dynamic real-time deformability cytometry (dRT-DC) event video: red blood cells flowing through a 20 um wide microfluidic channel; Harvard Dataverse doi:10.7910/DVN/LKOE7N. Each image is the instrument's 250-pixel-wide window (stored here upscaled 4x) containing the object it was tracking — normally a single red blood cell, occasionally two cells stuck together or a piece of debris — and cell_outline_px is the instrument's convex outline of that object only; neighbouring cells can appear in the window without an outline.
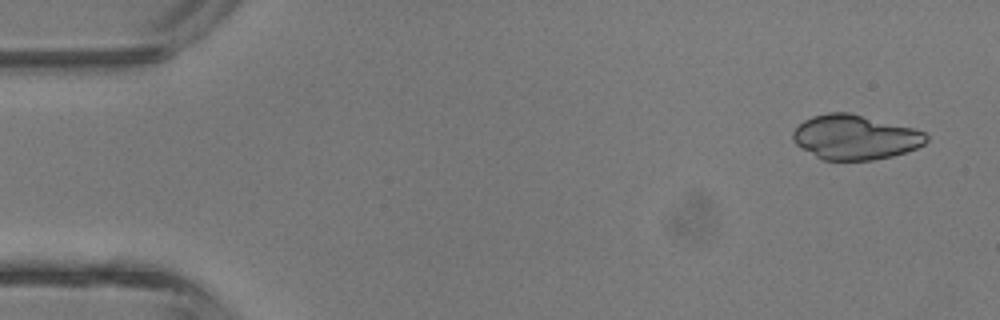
{"species": "common noctule bat (a hibernating species)", "species_latin": "Nyctalus noctula", "temperature_condition": "room temperature", "stored_images_in_passage": 4, "camera_frame_rate_fps": 3000, "um_per_image_px": 0.085, "animal": {"sex": "male", "body_mass_g": 13.3}, "frame": {"image": 1, "passage_image": 4, "time_ms": 3.667, "image_size_px": [1000, 320], "cell_outline_px": [[928, 140], [924, 144], [916, 148], [892, 156], [872, 160], [824, 160], [816, 156], [796, 144], [792, 140], [792, 132], [804, 120], [812, 116], [828, 112], [848, 112], [912, 128], [924, 132], [928, 136]], "centroid_in_image_um": [72.66, 11.66], "position_along_channel_um": 12.3, "area_um2": 34.39}}